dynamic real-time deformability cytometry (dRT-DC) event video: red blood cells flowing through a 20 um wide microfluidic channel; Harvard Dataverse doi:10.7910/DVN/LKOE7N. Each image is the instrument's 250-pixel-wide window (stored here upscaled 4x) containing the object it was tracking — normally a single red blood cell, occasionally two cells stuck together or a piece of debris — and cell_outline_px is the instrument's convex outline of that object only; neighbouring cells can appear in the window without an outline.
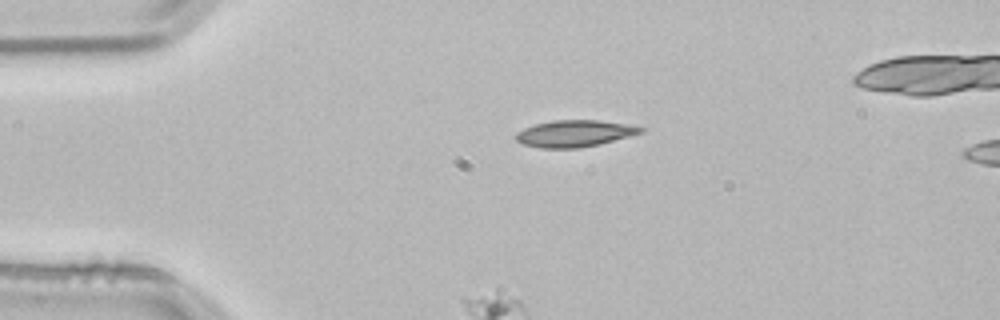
{"species": "common noctule bat (a hibernating species)", "species_latin": "Nyctalus noctula", "temperature_condition": "room temperature", "stored_images_in_passage": 2, "camera_frame_rate_fps": 3000, "um_per_image_px": 0.085, "animal": {"sex": "male", "body_mass_g": 21.5, "forearm_length_mm": 52.0}, "frame": {"image": 1, "passage_image": 1, "time_ms": 0.0, "image_size_px": [1000, 320], "cell_outline_px": [[644, 132], [600, 144], [576, 148], [540, 148], [524, 144], [516, 140], [516, 132], [524, 128], [536, 124], [556, 120], [600, 120], [632, 124], [644, 128]], "centroid_in_image_um": [48.88, 11.34], "position_along_channel_um": 36.1, "area_um2": 19.42}}